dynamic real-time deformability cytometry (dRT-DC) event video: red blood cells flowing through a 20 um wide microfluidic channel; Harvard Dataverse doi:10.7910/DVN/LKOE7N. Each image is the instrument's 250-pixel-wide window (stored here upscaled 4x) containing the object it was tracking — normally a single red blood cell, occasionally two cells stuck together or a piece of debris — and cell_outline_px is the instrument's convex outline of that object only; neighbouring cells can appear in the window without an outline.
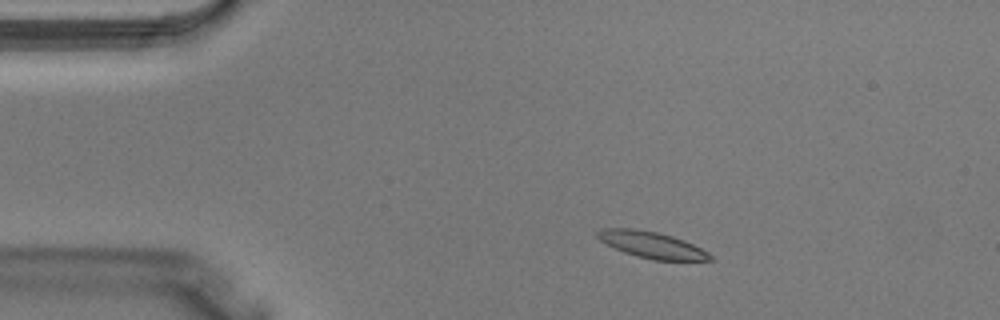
{"species": "Egyptian fruit bat (a non-hibernating species)", "species_latin": "Rousettus aegyptiacus", "temperature_condition": "warm", "stored_images_in_passage": 2, "camera_frame_rate_fps": 3000, "um_per_image_px": 0.085, "animal": {"sex": "male"}, "frame": {"image": 1, "passage_image": 1, "time_ms": 0.0, "image_size_px": [1000, 320], "cell_outline_px": [[712, 260], [652, 260], [636, 256], [624, 252], [600, 240], [596, 236], [596, 232], [600, 228], [632, 228], [656, 232], [672, 236], [684, 240], [708, 252], [712, 256]], "centroid_in_image_um": [55.38, 20.81], "position_along_channel_um": 29.6, "area_um2": 17.17}}